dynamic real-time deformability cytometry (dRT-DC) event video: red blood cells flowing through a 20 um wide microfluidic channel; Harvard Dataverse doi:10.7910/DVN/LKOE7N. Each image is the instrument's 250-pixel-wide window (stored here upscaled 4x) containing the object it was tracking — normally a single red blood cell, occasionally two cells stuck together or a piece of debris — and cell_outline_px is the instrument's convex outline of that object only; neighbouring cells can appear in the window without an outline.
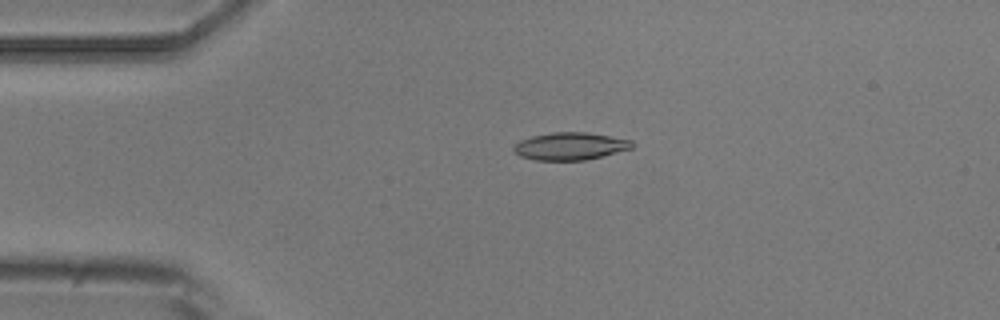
{"species": "common noctule bat (a hibernating species)", "species_latin": "Nyctalus noctula", "temperature_condition": "room temperature", "stored_images_in_passage": 4, "camera_frame_rate_fps": 3000, "um_per_image_px": 0.085, "animal": {"sex": "male", "body_mass_g": 20.5, "forearm_length_mm": 52.5}, "frame": {"image": 1, "passage_image": 2, "time_ms": 1.333, "image_size_px": [1000, 320], "cell_outline_px": [[636, 144], [632, 148], [584, 160], [536, 160], [520, 156], [512, 152], [512, 148], [520, 140], [532, 136], [552, 132], [588, 132], [632, 140]], "centroid_in_image_um": [48.45, 12.42], "position_along_channel_um": 36.6, "area_um2": 18.96}}
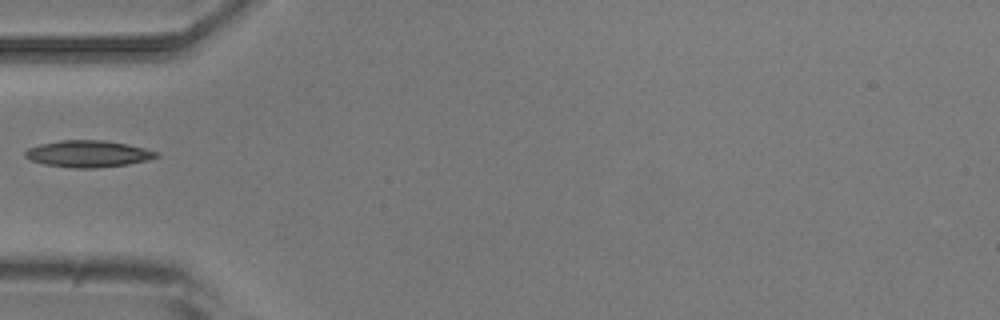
{"frame": {"image": 2, "passage_image": 3, "time_ms": 3.333, "image_size_px": [1000, 320], "cell_outline_px": [[160, 156], [148, 160], [128, 164], [96, 168], [76, 168], [44, 164], [32, 160], [24, 156], [24, 152], [28, 148], [40, 144], [60, 140], [104, 140], [128, 144], [160, 152]], "centroid_in_image_um": [7.52, 13.07], "position_along_channel_um": 77.5, "area_um2": 20.46}}
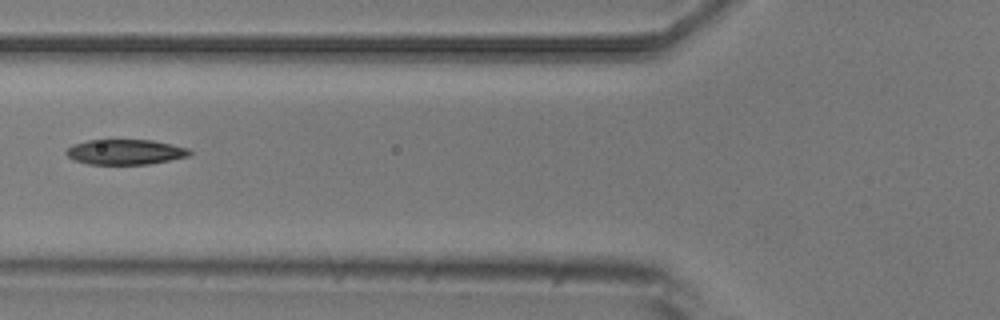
{"frame": {"image": 3, "passage_image": 4, "time_ms": 4.333, "image_size_px": [1000, 320], "cell_outline_px": [[192, 152], [188, 156], [148, 164], [88, 164], [76, 160], [68, 156], [64, 152], [72, 144], [88, 140], [152, 140], [172, 144], [188, 148]], "centroid_in_image_um": [10.64, 12.91], "position_along_channel_um": 115.2, "area_um2": 17.98}}